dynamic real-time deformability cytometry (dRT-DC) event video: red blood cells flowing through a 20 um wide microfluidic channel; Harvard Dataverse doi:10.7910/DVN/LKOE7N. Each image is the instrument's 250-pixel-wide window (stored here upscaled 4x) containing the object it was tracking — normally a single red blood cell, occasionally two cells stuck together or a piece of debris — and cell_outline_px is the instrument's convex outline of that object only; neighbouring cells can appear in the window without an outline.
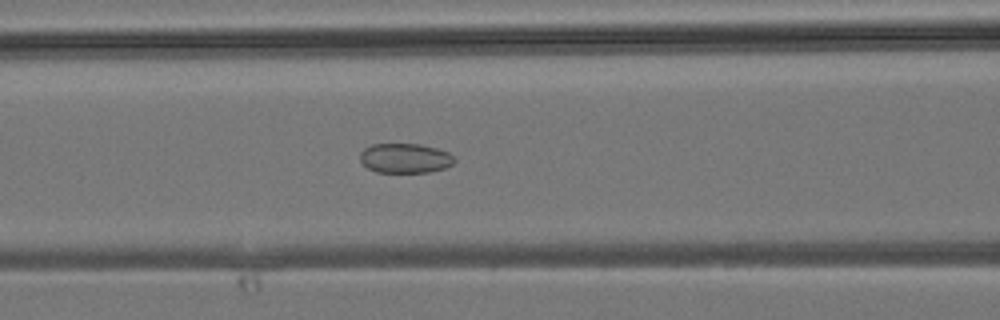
{"species": "common noctule bat (a hibernating species)", "species_latin": "Nyctalus noctula", "temperature_condition": "room temperature", "stored_images_in_passage": 43, "camera_frame_rate_fps": 3000, "um_per_image_px": 0.085, "animal": {"sex": "male", "body_mass_g": 19.2, "forearm_length_mm": 51.8}, "frame": {"image": 1, "passage_image": 18, "time_ms": 5.667, "image_size_px": [1000, 320], "cell_outline_px": [[456, 160], [452, 164], [444, 168], [428, 172], [376, 172], [368, 168], [360, 160], [360, 152], [364, 148], [372, 144], [420, 144], [436, 148], [448, 152]], "centroid_in_image_um": [34.41, 13.44], "position_along_channel_um": 132.2, "area_um2": 16.24}}
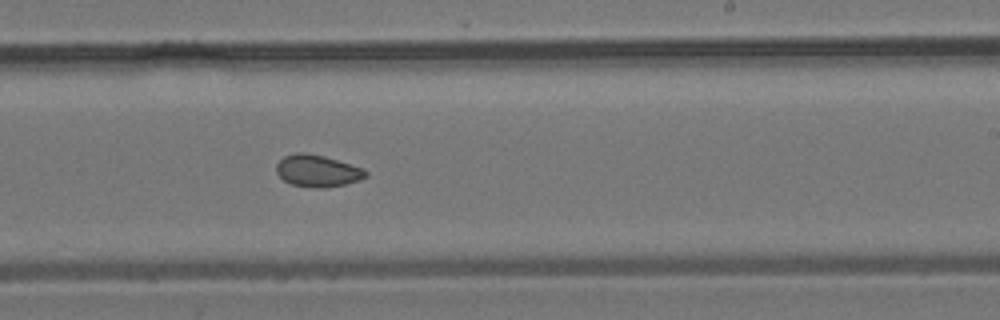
{"frame": {"image": 2, "passage_image": 26, "time_ms": 8.333, "image_size_px": [1000, 320], "cell_outline_px": [[368, 176], [360, 180], [328, 188], [312, 188], [292, 184], [284, 180], [276, 172], [276, 164], [284, 156], [296, 152], [304, 152], [324, 156], [364, 168], [368, 172]], "centroid_in_image_um": [27.0, 14.52], "position_along_channel_um": 262.0, "area_um2": 16.76}}
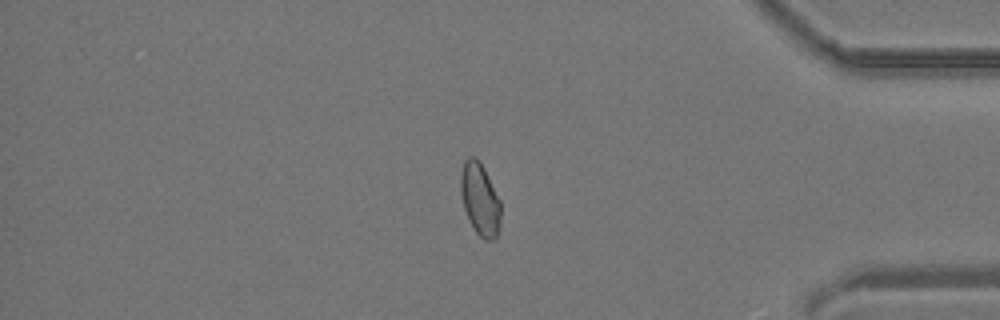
{"frame": {"image": 3, "passage_image": 36, "time_ms": 11.667, "image_size_px": [1000, 320], "cell_outline_px": [[500, 220], [496, 236], [492, 240], [484, 240], [476, 232], [468, 220], [464, 208], [460, 192], [460, 176], [464, 160], [468, 156], [472, 156], [484, 168], [500, 200]], "centroid_in_image_um": [40.77, 16.94], "position_along_channel_um": 394.4, "area_um2": 16.76}}